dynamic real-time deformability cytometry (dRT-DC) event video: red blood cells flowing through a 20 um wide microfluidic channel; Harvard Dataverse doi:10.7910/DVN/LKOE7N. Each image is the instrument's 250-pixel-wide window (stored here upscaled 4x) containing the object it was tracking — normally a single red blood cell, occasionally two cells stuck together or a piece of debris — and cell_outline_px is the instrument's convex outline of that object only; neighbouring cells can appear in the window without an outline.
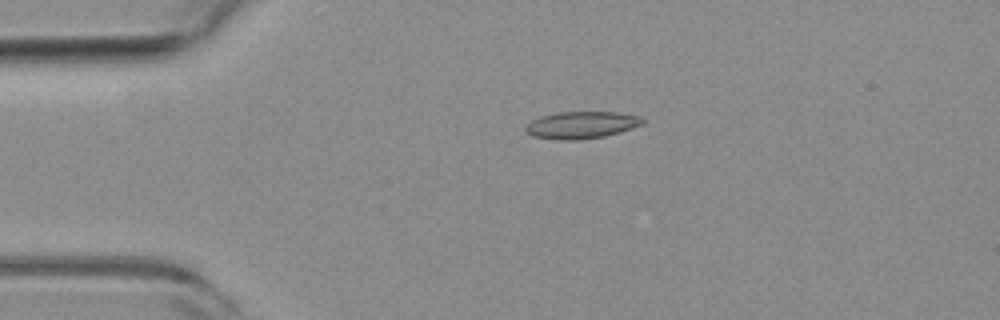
{"species": "common noctule bat (a hibernating species)", "species_latin": "Nyctalus noctula", "temperature_condition": "room temperature", "stored_images_in_passage": 53, "camera_frame_rate_fps": 3000, "um_per_image_px": 0.085, "animal": {"sex": "female", "body_mass_g": 19.3, "forearm_length_mm": 54.1}, "frame": {"image": 1, "passage_image": 11, "time_ms": 3.333, "image_size_px": [1000, 320], "cell_outline_px": [[648, 120], [644, 124], [604, 136], [580, 140], [556, 140], [532, 136], [524, 132], [524, 128], [532, 120], [540, 116], [556, 112], [616, 112], [640, 116]], "centroid_in_image_um": [49.41, 10.62], "position_along_channel_um": 35.6, "area_um2": 18.67}}
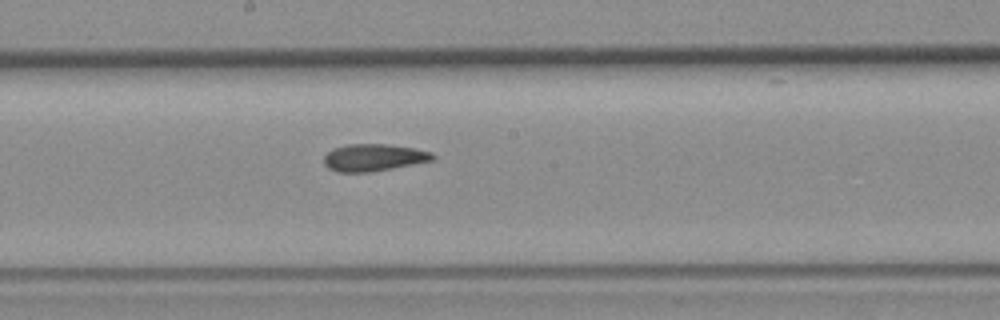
{"frame": {"image": 2, "passage_image": 28, "time_ms": 9.0, "image_size_px": [1000, 320], "cell_outline_px": [[436, 160], [372, 172], [336, 172], [328, 168], [324, 164], [324, 156], [332, 148], [348, 144], [384, 144], [412, 148], [432, 152], [436, 156]], "centroid_in_image_um": [31.77, 13.4], "position_along_channel_um": 216.4, "area_um2": 17.34}}
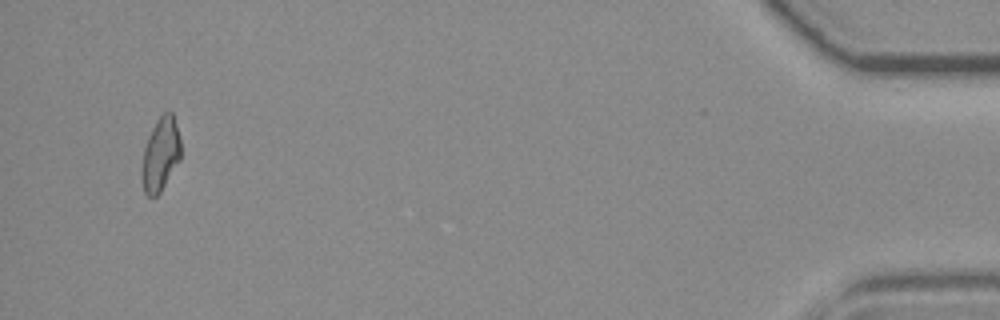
{"frame": {"image": 3, "passage_image": 51, "time_ms": 16.667, "image_size_px": [1000, 320], "cell_outline_px": [[180, 160], [160, 192], [156, 196], [148, 196], [144, 192], [140, 176], [140, 172], [144, 148], [148, 136], [156, 120], [164, 112], [172, 112], [176, 124], [180, 140]], "centroid_in_image_um": [13.62, 13.14], "position_along_channel_um": 421.6, "area_um2": 16.76}}